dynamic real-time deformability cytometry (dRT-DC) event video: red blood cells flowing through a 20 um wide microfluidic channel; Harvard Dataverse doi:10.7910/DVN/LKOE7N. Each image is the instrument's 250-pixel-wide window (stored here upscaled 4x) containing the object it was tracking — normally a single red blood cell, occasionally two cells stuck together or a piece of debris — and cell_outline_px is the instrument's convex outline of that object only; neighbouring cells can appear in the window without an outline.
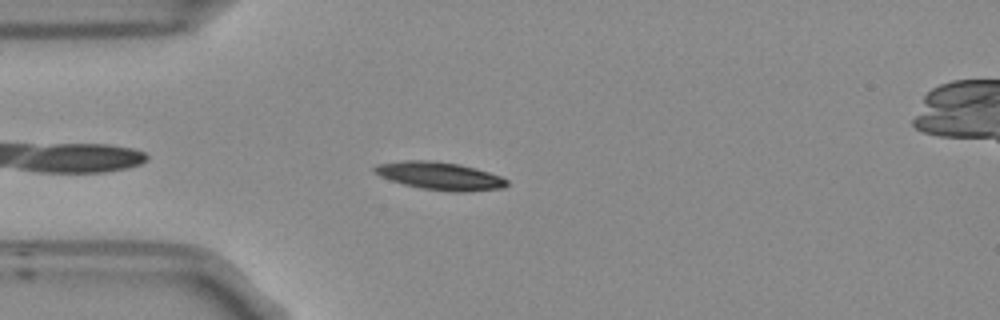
{"species": "Egyptian fruit bat (a non-hibernating species)", "species_latin": "Rousettus aegyptiacus", "temperature_condition": "room temperature", "stored_images_in_passage": 45, "camera_frame_rate_fps": 3000, "um_per_image_px": 0.085, "frame": {"image": 1, "passage_image": 5, "time_ms": 1.333, "image_size_px": [1000, 320], "cell_outline_px": [[508, 184], [504, 188], [468, 192], [452, 192], [420, 188], [404, 184], [380, 176], [372, 172], [372, 168], [376, 164], [404, 160], [432, 160], [460, 164], [476, 168], [500, 176], [508, 180]], "centroid_in_image_um": [37.38, 14.95], "position_along_channel_um": 47.6, "area_um2": 21.68}}
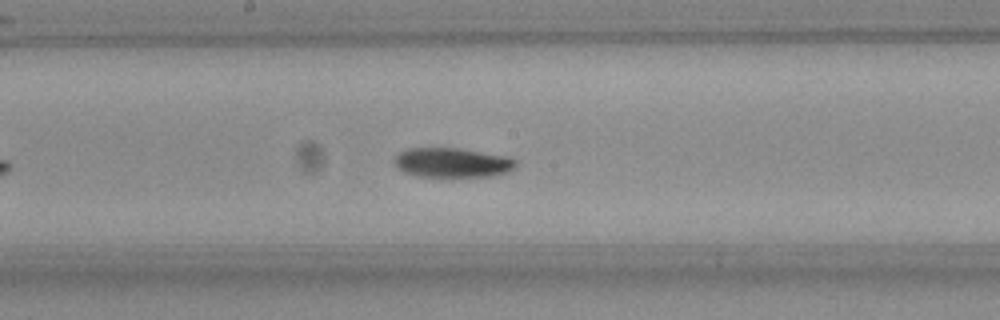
{"frame": {"image": 2, "passage_image": 19, "time_ms": 6.0, "image_size_px": [1000, 320], "cell_outline_px": [[516, 168], [508, 172], [492, 176], [416, 176], [404, 172], [392, 160], [400, 152], [408, 148], [456, 148], [508, 156], [516, 160]], "centroid_in_image_um": [38.47, 13.82], "position_along_channel_um": 209.7, "area_um2": 20.81}}
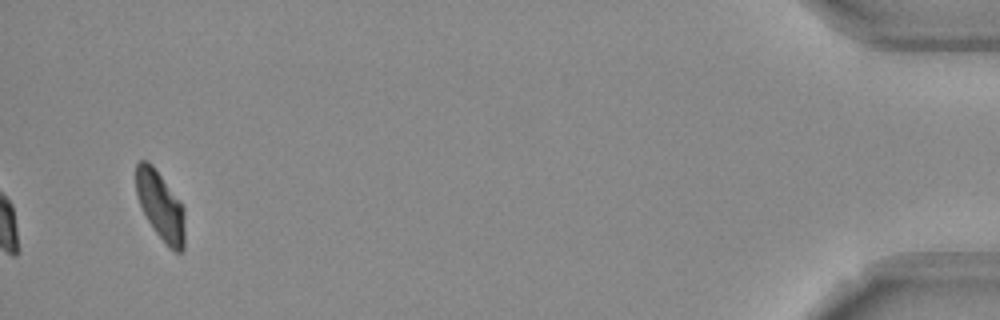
{"frame": {"image": 3, "passage_image": 43, "time_ms": 14.0, "image_size_px": [1000, 320], "cell_outline_px": [[184, 248], [180, 252], [176, 252], [156, 232], [148, 220], [140, 204], [136, 192], [136, 164], [140, 160], [148, 160], [152, 164], [180, 200], [184, 208]], "centroid_in_image_um": [13.64, 17.43], "position_along_channel_um": 421.6, "area_um2": 19.19}, "authors_computed_cell_mechanics": {"area_um2": 20.9814, "velocity_mm_per_s": 3.7158, "shape_relaxation_time_tau1_ms": 8.282, "shape_relaxation_time_tau2_ms": null, "deformation_change_tau1": 0.1968, "deformation_change_tau2": null}}